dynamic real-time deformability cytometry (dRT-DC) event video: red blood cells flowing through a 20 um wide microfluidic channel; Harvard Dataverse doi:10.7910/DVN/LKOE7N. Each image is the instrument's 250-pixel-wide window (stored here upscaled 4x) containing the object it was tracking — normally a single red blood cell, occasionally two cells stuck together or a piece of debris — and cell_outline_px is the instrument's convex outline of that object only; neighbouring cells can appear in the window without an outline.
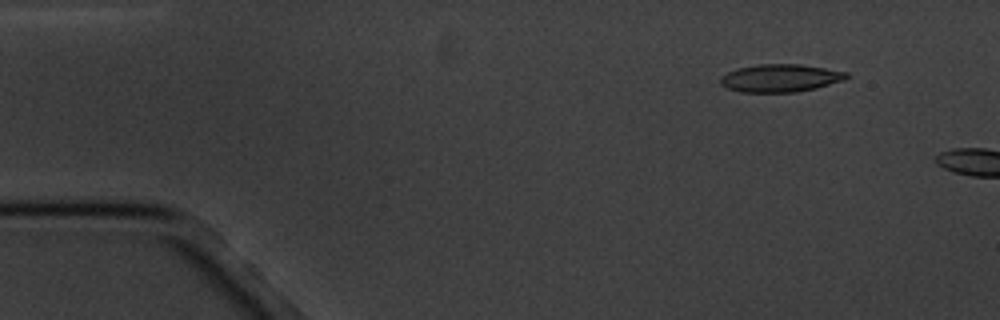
{"species": "common noctule bat (a hibernating species)", "species_latin": "Nyctalus noctula", "temperature_condition": "cold", "stored_images_in_passage": 3, "camera_frame_rate_fps": 3000, "um_per_image_px": 0.085, "animal": {"sex": "male", "body_mass_g": 20.1, "forearm_length_mm": 53.5}, "frame": {"image": 1, "passage_image": 2, "time_ms": 1.0, "image_size_px": [1000, 320], "cell_outline_px": [[852, 76], [844, 80], [816, 88], [796, 92], [740, 92], [728, 88], [720, 84], [720, 76], [736, 68], [760, 64], [800, 64], [848, 72]], "centroid_in_image_um": [66.34, 6.63], "position_along_channel_um": 18.7, "area_um2": 20.52}}